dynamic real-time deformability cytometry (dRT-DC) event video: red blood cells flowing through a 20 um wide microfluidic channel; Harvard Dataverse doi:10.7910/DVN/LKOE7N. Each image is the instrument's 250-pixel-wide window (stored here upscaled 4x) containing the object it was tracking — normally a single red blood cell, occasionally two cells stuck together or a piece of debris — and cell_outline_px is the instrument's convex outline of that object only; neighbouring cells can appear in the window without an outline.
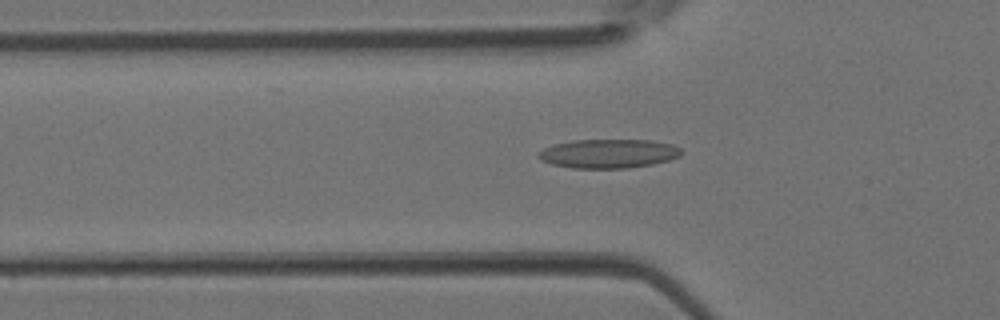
{"species": "Egyptian fruit bat (a non-hibernating species)", "species_latin": "Rousettus aegyptiacus", "temperature_condition": "room temperature", "stored_images_in_passage": 35, "camera_frame_rate_fps": 3000, "um_per_image_px": 0.085, "animal": {"sex": "female"}, "frame": {"image": 1, "passage_image": 9, "time_ms": 2.667, "image_size_px": [1000, 320], "cell_outline_px": [[680, 156], [668, 160], [652, 164], [628, 168], [572, 168], [552, 164], [540, 160], [536, 156], [536, 152], [552, 144], [572, 140], [652, 140], [672, 144], [680, 148]], "centroid_in_image_um": [51.66, 13.05], "position_along_channel_um": 74.1, "area_um2": 24.28}}
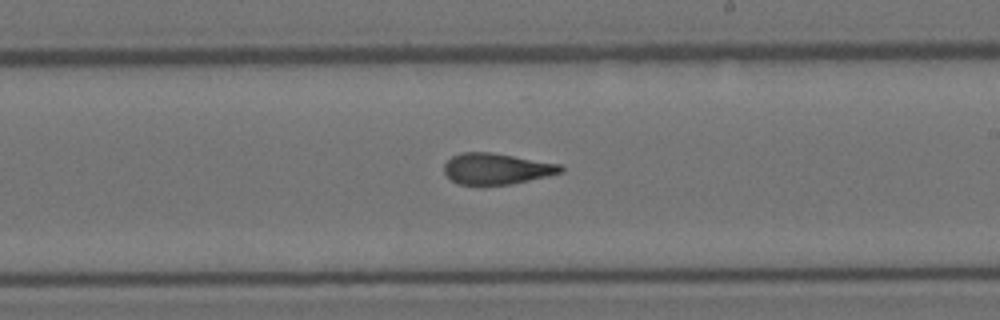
{"frame": {"image": 2, "passage_image": 20, "time_ms": 6.333, "image_size_px": [1000, 320], "cell_outline_px": [[564, 172], [548, 176], [512, 184], [484, 188], [460, 184], [452, 180], [444, 172], [444, 164], [452, 156], [460, 152], [492, 152], [560, 164], [564, 168]], "centroid_in_image_um": [42.19, 14.38], "position_along_channel_um": 246.8, "area_um2": 21.79}}
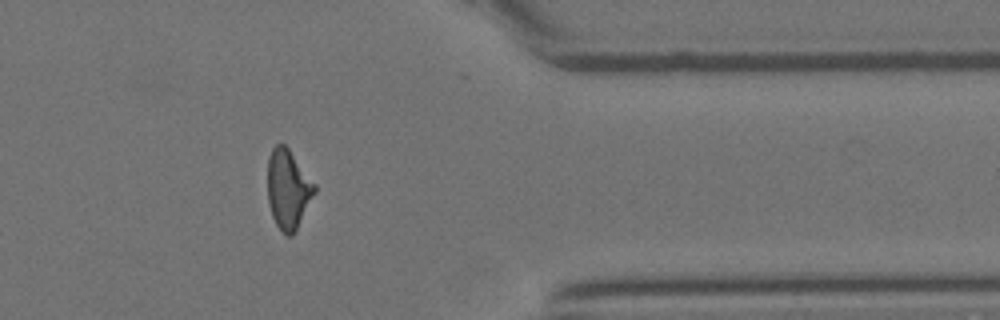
{"frame": {"image": 3, "passage_image": 30, "time_ms": 9.667, "image_size_px": [1000, 320], "cell_outline_px": [[316, 192], [292, 236], [288, 236], [280, 232], [272, 216], [268, 204], [268, 156], [272, 148], [276, 144], [284, 144], [288, 148], [316, 184]], "centroid_in_image_um": [24.48, 16.08], "position_along_channel_um": 386.9, "area_um2": 21.73}}